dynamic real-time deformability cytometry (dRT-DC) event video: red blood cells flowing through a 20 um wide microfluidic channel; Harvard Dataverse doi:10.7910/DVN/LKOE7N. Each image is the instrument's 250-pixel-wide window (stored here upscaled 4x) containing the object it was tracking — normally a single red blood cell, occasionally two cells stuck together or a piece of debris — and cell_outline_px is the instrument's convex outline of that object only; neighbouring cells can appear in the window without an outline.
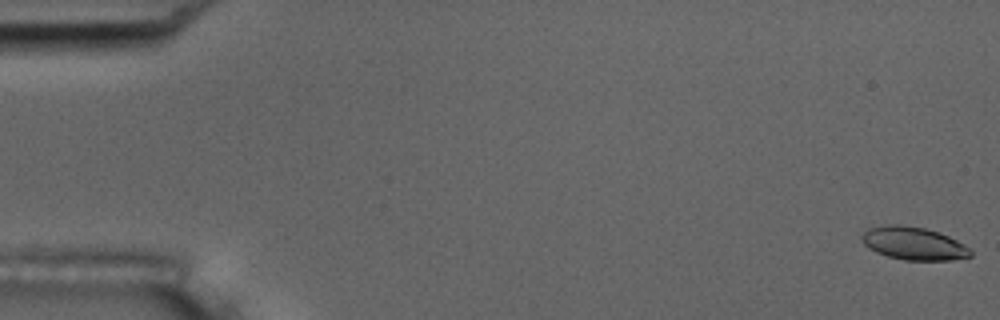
{"species": "common noctule bat (a hibernating species)", "species_latin": "Nyctalus noctula", "temperature_condition": "room temperature", "stored_images_in_passage": 15, "camera_frame_rate_fps": 3000, "um_per_image_px": 0.085, "animal": {"sex": "male", "body_mass_g": 17.5, "forearm_length_mm": 52.3}, "frame": {"image": 1, "passage_image": 1, "time_ms": 0.0, "image_size_px": [1000, 320], "cell_outline_px": [[972, 256], [952, 260], [904, 260], [888, 256], [876, 252], [868, 248], [860, 240], [860, 236], [868, 228], [888, 224], [900, 224], [924, 228], [948, 236], [964, 244], [972, 252]], "centroid_in_image_um": [77.62, 20.69], "position_along_channel_um": 7.4, "area_um2": 20.87}}